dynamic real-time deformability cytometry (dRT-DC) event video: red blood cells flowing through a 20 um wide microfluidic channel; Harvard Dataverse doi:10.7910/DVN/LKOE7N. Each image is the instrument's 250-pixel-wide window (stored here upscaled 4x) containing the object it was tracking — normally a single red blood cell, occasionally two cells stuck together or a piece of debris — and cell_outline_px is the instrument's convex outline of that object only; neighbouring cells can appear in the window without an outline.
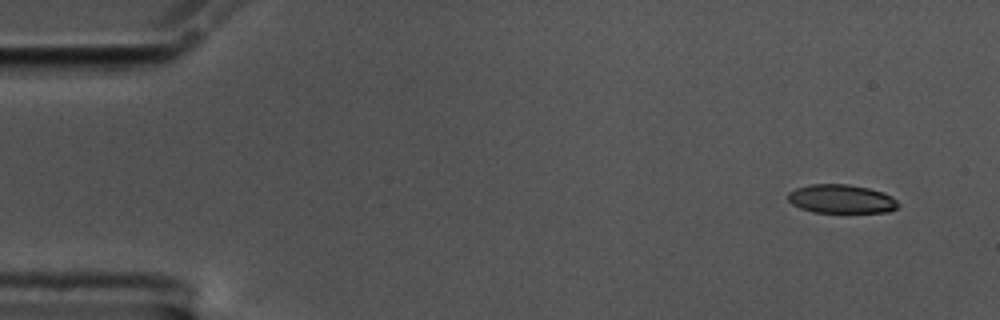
{"species": "common noctule bat (a hibernating species)", "species_latin": "Nyctalus noctula", "temperature_condition": "cold", "stored_images_in_passage": 54, "camera_frame_rate_fps": 3000, "um_per_image_px": 0.085, "animal": {"sex": "male", "body_mass_g": 17.5, "forearm_length_mm": 52.3}, "frame": {"image": 1, "passage_image": 1, "time_ms": 0.0, "image_size_px": [1000, 320], "cell_outline_px": [[900, 204], [896, 208], [888, 212], [812, 212], [800, 208], [792, 204], [788, 200], [788, 192], [796, 188], [812, 184], [848, 184], [868, 188], [884, 192], [892, 196]], "centroid_in_image_um": [71.51, 16.91], "position_along_channel_um": 13.5, "area_um2": 18.5}}
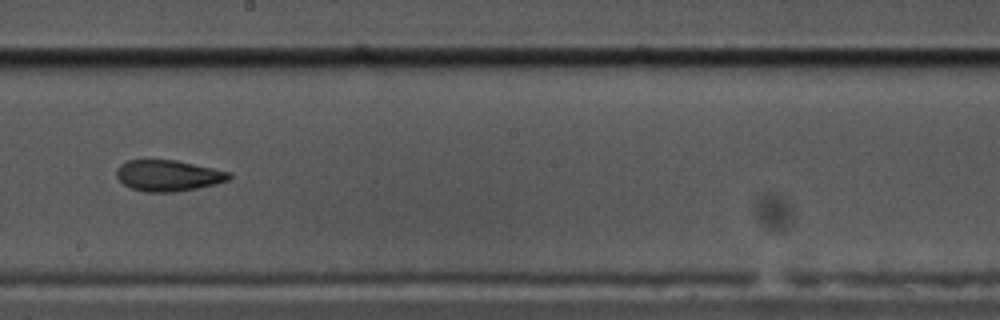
{"frame": {"image": 2, "passage_image": 29, "time_ms": 9.333, "image_size_px": [1000, 320], "cell_outline_px": [[232, 176], [228, 180], [216, 184], [176, 192], [144, 192], [132, 188], [124, 184], [116, 176], [116, 168], [120, 164], [128, 160], [176, 160], [232, 172]], "centroid_in_image_um": [14.3, 14.92], "position_along_channel_um": 233.9, "area_um2": 20.46}}
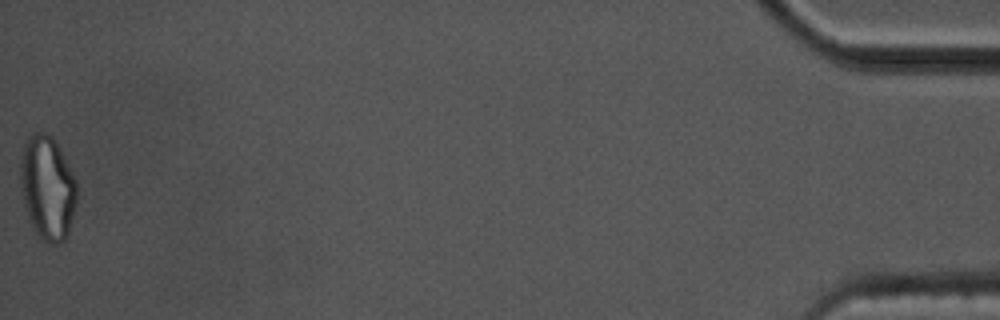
{"frame": {"image": 3, "passage_image": 54, "time_ms": 17.667, "image_size_px": [1000, 320], "cell_outline_px": [[76, 204], [68, 232], [64, 240], [60, 244], [52, 244], [44, 240], [36, 232], [24, 208], [20, 184], [20, 160], [24, 144], [28, 136], [32, 132], [44, 132], [52, 136], [64, 156], [76, 180]], "centroid_in_image_um": [4.02, 15.93], "position_along_channel_um": 431.2, "area_um2": 34.16}, "authors_computed_cell_mechanics": {"area_um2": 20.519, "velocity_mm_per_s": 3.5488, "shape_relaxation_time_tau1_ms": 5.9037, "shape_relaxation_time_tau2_ms": 2.3722, "deformation_change_tau1": 0.1754, "deformation_change_tau2": 0.0923}}